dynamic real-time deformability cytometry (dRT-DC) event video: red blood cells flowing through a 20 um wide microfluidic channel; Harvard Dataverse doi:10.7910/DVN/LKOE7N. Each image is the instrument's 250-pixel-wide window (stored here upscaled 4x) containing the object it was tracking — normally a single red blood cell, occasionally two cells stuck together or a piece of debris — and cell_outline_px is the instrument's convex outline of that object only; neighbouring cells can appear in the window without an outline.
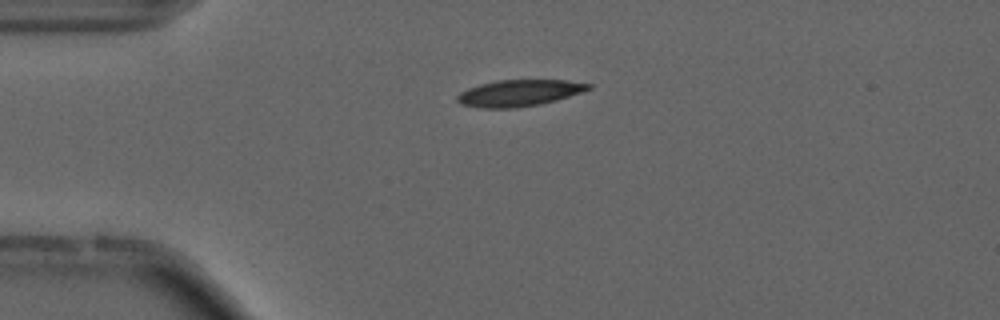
{"species": "common noctule bat (a hibernating species)", "species_latin": "Nyctalus noctula", "temperature_condition": "cold", "stored_images_in_passage": 43, "camera_frame_rate_fps": 3000, "um_per_image_px": 0.085, "animal": {"sex": "male", "forearm_length_mm": 52.5}, "frame": {"image": 1, "passage_image": 1, "time_ms": 0.0, "image_size_px": [1000, 320], "cell_outline_px": [[592, 88], [556, 100], [540, 104], [516, 108], [480, 108], [460, 104], [456, 100], [456, 96], [460, 92], [468, 88], [480, 84], [496, 80], [568, 80], [592, 84]], "centroid_in_image_um": [44.09, 7.9], "position_along_channel_um": 40.9, "area_um2": 20.29}, "authors_computed_cell_mechanics": {"area_um2": 19.5942, "velocity_mm_per_s": 3.7082, "shape_relaxation_time_tau1_ms": 5.1233, "shape_relaxation_time_tau2_ms": null, "deformation_change_tau1": 0.1438, "deformation_change_tau2": null}}